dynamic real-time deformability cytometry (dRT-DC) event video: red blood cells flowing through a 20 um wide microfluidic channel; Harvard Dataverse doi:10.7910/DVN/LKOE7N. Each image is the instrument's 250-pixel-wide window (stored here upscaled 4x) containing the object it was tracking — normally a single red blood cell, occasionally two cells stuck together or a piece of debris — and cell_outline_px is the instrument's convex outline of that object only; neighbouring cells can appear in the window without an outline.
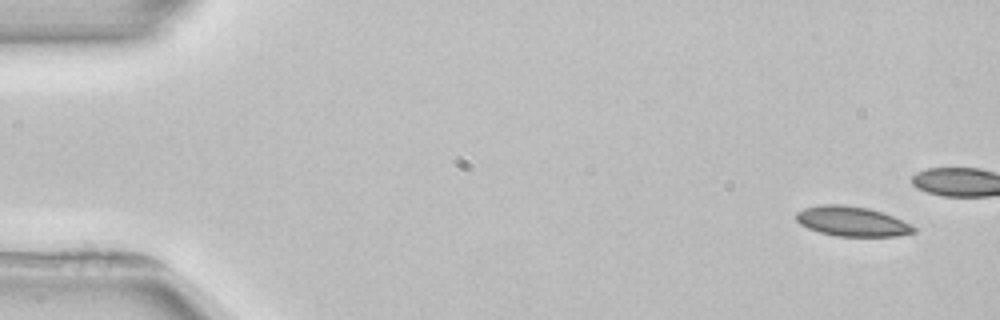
{"species": "common noctule bat (a hibernating species)", "species_latin": "Nyctalus noctula", "temperature_condition": "room temperature", "stored_images_in_passage": 5, "camera_frame_rate_fps": 3000, "um_per_image_px": 0.085, "animal": {"sex": "female", "body_mass_g": 22.7, "forearm_length_mm": 54.2}, "frame": {"image": 1, "passage_image": 1, "time_ms": 0.0, "image_size_px": [1000, 320], "cell_outline_px": [[916, 232], [896, 236], [836, 236], [820, 232], [808, 228], [800, 224], [796, 220], [796, 212], [804, 208], [820, 204], [840, 204], [868, 208], [892, 216], [916, 228]], "centroid_in_image_um": [72.37, 18.81], "position_along_channel_um": 12.6, "area_um2": 20.23}}
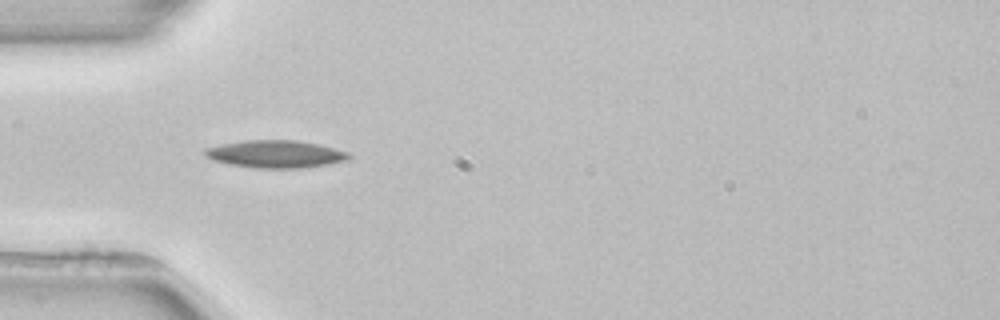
{"frame": {"image": 2, "passage_image": 5, "time_ms": 6.0, "image_size_px": [1000, 320], "cell_outline_px": [[352, 156], [348, 160], [328, 164], [300, 168], [256, 168], [232, 164], [212, 160], [204, 152], [204, 148], [224, 144], [248, 140], [296, 140], [320, 144], [348, 152]], "centroid_in_image_um": [23.48, 13.09], "position_along_channel_um": 61.5, "area_um2": 22.89}}